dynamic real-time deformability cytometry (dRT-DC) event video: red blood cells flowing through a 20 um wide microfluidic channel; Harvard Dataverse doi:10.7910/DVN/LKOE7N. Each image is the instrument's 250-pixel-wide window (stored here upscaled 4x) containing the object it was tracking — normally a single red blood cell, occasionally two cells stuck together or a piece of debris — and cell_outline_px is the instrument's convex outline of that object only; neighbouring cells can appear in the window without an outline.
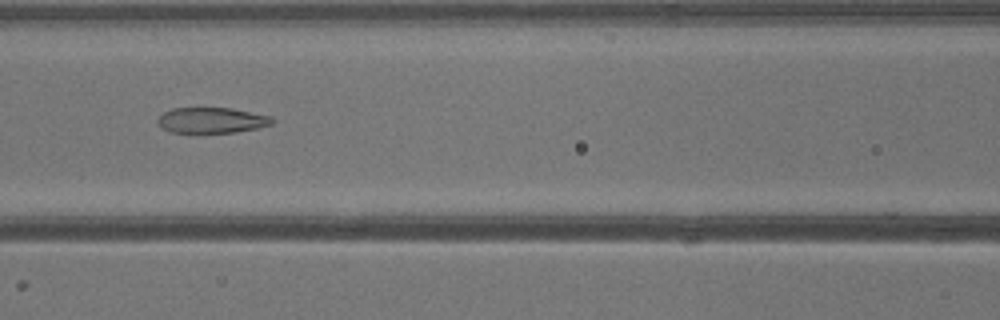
{"species": "common noctule bat (a hibernating species)", "species_latin": "Nyctalus noctula", "temperature_condition": "warm", "stored_images_in_passage": 40, "camera_frame_rate_fps": 3000, "um_per_image_px": 0.085, "animal": {"sex": "male", "body_mass_g": 13.3}, "frame": {"image": 1, "passage_image": 18, "time_ms": 5.667, "image_size_px": [1000, 320], "cell_outline_px": [[276, 120], [272, 124], [256, 128], [232, 132], [172, 132], [160, 128], [156, 120], [164, 112], [172, 108], [232, 108], [272, 116]], "centroid_in_image_um": [17.99, 10.21], "position_along_channel_um": 148.6, "area_um2": 17.05}}
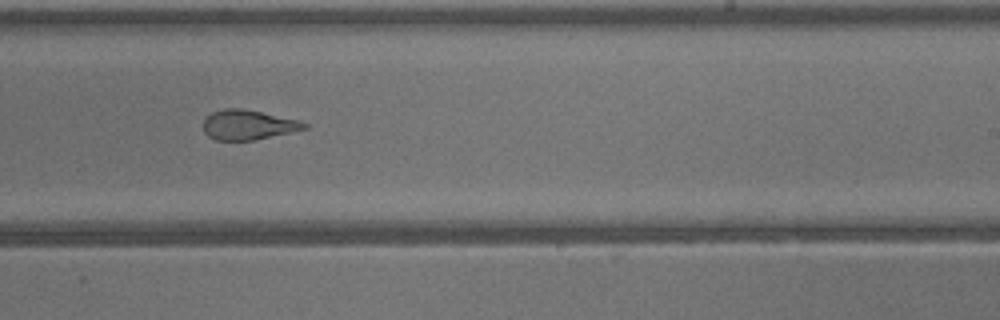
{"frame": {"image": 2, "passage_image": 25, "time_ms": 8.0, "image_size_px": [1000, 320], "cell_outline_px": [[308, 128], [292, 132], [252, 140], [216, 140], [208, 136], [204, 132], [204, 120], [212, 112], [224, 108], [240, 108], [300, 120], [308, 124]], "centroid_in_image_um": [21.1, 10.61], "position_along_channel_um": 267.9, "area_um2": 17.4}}
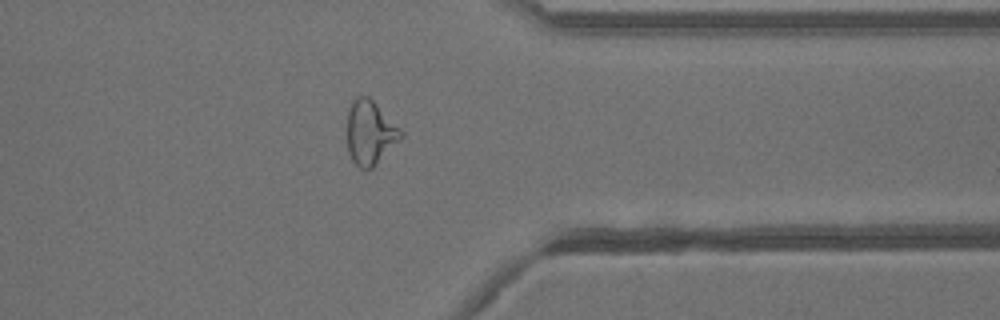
{"frame": {"image": 3, "passage_image": 32, "time_ms": 10.333, "image_size_px": [1000, 320], "cell_outline_px": [[404, 136], [372, 168], [360, 168], [352, 160], [348, 152], [348, 108], [352, 100], [356, 96], [368, 96], [404, 132]], "centroid_in_image_um": [31.46, 11.26], "position_along_channel_um": 379.9, "area_um2": 19.88}}